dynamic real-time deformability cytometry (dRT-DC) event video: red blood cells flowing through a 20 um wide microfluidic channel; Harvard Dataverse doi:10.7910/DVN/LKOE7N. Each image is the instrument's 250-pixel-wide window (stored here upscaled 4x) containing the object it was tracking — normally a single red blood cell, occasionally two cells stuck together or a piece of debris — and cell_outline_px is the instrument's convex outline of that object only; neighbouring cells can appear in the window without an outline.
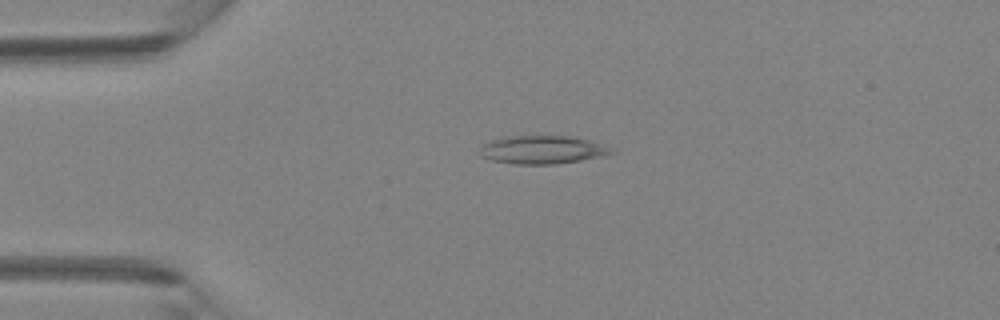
{"species": "Egyptian fruit bat (a non-hibernating species)", "species_latin": "Rousettus aegyptiacus", "temperature_condition": "room temperature", "stored_images_in_passage": 45, "camera_frame_rate_fps": 3000, "um_per_image_px": 0.085, "animal": {"sex": "female"}, "frame": {"image": 1, "passage_image": 11, "time_ms": 3.333, "image_size_px": [1000, 320], "cell_outline_px": [[616, 152], [600, 156], [580, 160], [556, 164], [516, 164], [492, 160], [480, 156], [480, 148], [484, 144], [492, 140], [508, 136], [564, 136], [588, 140], [600, 144]], "centroid_in_image_um": [46.04, 12.73], "position_along_channel_um": 39.0, "area_um2": 21.15}}
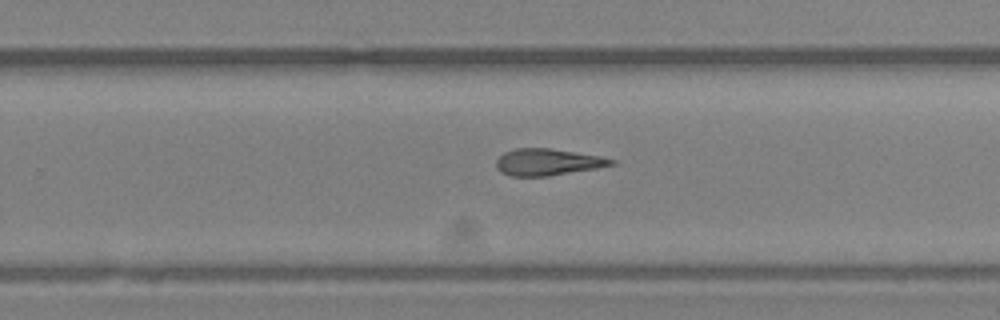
{"frame": {"image": 2, "passage_image": 29, "time_ms": 9.333, "image_size_px": [1000, 320], "cell_outline_px": [[616, 164], [596, 168], [548, 176], [508, 176], [500, 172], [496, 168], [496, 160], [504, 152], [516, 148], [548, 148], [600, 156], [616, 160]], "centroid_in_image_um": [46.52, 13.78], "position_along_channel_um": 283.3, "area_um2": 17.86}}
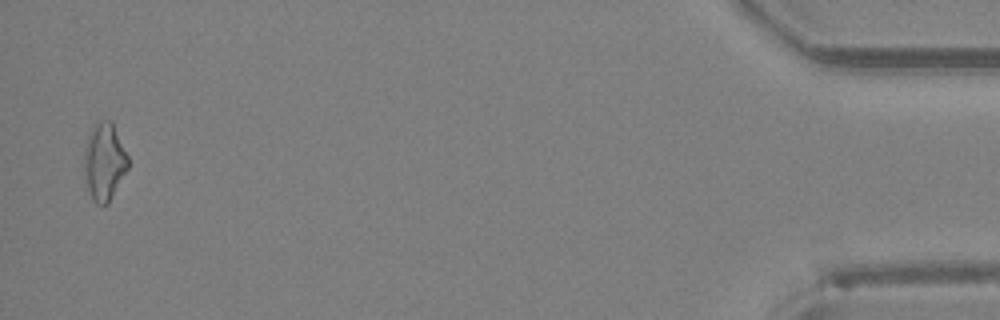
{"frame": {"image": 3, "passage_image": 44, "time_ms": 14.333, "image_size_px": [1000, 320], "cell_outline_px": [[128, 168], [108, 204], [96, 204], [92, 200], [88, 188], [84, 168], [84, 148], [88, 136], [92, 128], [100, 120], [108, 120], [112, 124], [128, 156]], "centroid_in_image_um": [8.85, 13.77], "position_along_channel_um": 426.3, "area_um2": 19.42}}